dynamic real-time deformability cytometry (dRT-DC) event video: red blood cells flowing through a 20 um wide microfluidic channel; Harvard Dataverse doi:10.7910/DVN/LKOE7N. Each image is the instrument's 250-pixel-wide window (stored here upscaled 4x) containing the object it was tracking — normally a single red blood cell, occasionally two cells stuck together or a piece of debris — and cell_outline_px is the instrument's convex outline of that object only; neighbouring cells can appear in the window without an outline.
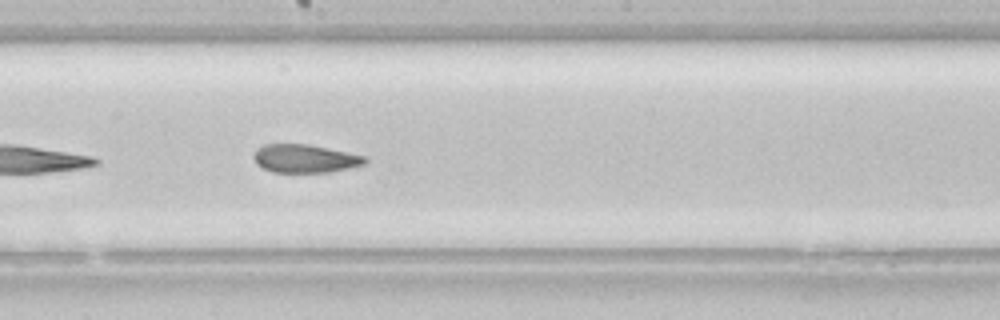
{"species": "common noctule bat (a hibernating species)", "species_latin": "Nyctalus noctula", "temperature_condition": "room temperature", "stored_images_in_passage": 24, "camera_frame_rate_fps": 3000, "um_per_image_px": 0.085, "animal": {"sex": "female", "body_mass_g": 22.7, "forearm_length_mm": 54.2}, "frame": {"image": 1, "passage_image": 14, "time_ms": 4.333, "image_size_px": [1000, 320], "cell_outline_px": [[368, 160], [364, 164], [348, 168], [328, 172], [272, 172], [256, 164], [252, 156], [256, 148], [264, 144], [308, 144], [364, 156]], "centroid_in_image_um": [25.86, 13.47], "position_along_channel_um": 222.3, "area_um2": 18.21}}